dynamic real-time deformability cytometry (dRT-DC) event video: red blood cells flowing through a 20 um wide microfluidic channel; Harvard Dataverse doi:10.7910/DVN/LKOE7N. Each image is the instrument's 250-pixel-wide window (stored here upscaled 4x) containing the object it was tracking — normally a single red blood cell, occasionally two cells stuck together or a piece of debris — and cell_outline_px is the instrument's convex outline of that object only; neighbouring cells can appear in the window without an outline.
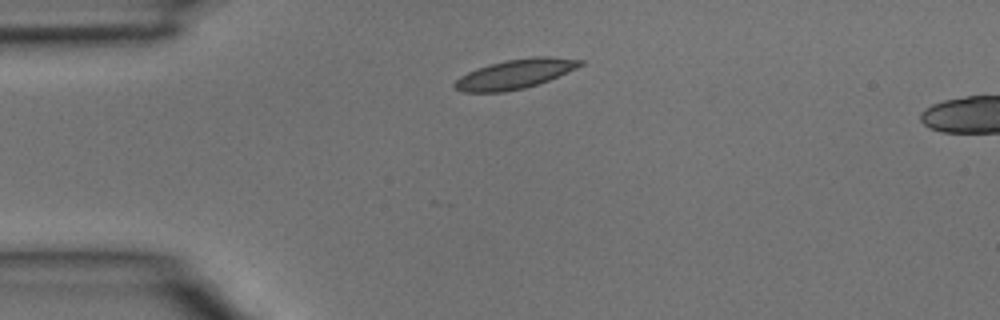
{"species": "common noctule bat (a hibernating species)", "species_latin": "Nyctalus noctula", "temperature_condition": "room temperature", "stored_images_in_passage": 2, "camera_frame_rate_fps": 3000, "um_per_image_px": 0.085, "animal": {"sex": "male", "body_mass_g": 15.6}, "frame": {"image": 1, "passage_image": 1, "time_ms": 0.0, "image_size_px": [1000, 320], "cell_outline_px": [[584, 64], [576, 68], [548, 80], [524, 88], [504, 92], [464, 92], [452, 88], [452, 84], [460, 76], [476, 68], [504, 60], [536, 56], [548, 56], [584, 60]], "centroid_in_image_um": [43.74, 6.29], "position_along_channel_um": 41.3, "area_um2": 21.5}}